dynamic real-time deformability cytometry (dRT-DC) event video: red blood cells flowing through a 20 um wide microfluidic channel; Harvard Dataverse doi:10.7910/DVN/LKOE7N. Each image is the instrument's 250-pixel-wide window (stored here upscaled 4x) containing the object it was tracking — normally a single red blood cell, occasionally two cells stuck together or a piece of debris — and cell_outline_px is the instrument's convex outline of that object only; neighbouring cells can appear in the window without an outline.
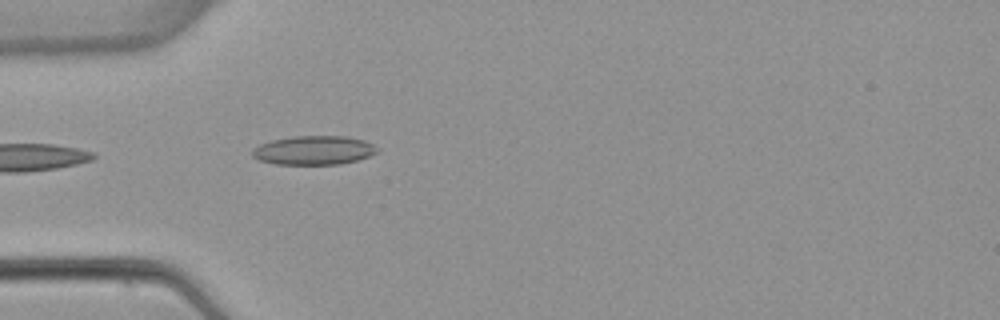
{"species": "common noctule bat (a hibernating species)", "species_latin": "Nyctalus noctula", "temperature_condition": "warm", "stored_images_in_passage": 5, "camera_frame_rate_fps": 3000, "um_per_image_px": 0.085, "animal": {"sex": "female", "body_mass_g": 22.7, "forearm_length_mm": 54.2}, "frame": {"image": 1, "passage_image": 5, "time_ms": 5.0, "image_size_px": [1000, 320], "cell_outline_px": [[380, 148], [376, 152], [368, 156], [356, 160], [340, 164], [276, 164], [260, 160], [252, 156], [252, 148], [260, 144], [272, 140], [292, 136], [344, 136], [364, 140]], "centroid_in_image_um": [26.66, 12.77], "position_along_channel_um": 58.3, "area_um2": 20.98}}